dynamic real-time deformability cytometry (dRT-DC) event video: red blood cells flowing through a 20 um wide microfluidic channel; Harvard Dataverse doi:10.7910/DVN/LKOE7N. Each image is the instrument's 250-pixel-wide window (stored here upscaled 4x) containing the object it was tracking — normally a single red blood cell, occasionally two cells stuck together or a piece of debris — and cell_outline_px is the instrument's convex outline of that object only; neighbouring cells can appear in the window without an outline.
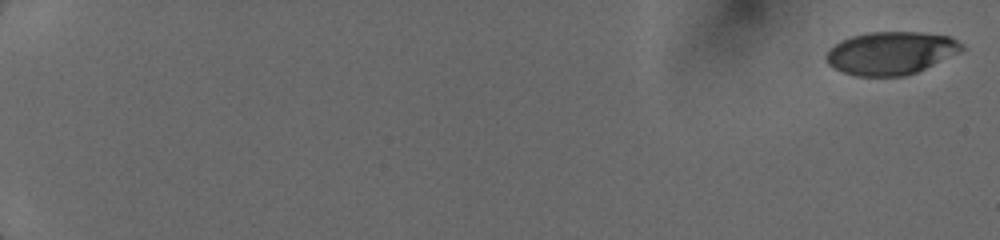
{"species": "human", "species_latin": "Homo sapiens", "temperature_condition": "cold", "stored_images_in_passage": 12, "camera_frame_rate_fps": 3000, "um_per_image_px": 0.085, "donor": {"sex": "female"}, "frame": {"image": 1, "passage_image": 1, "time_ms": 0.0, "image_size_px": [1000, 240], "cell_outline_px": [[964, 48], [960, 52], [916, 72], [904, 76], [856, 76], [832, 68], [828, 64], [824, 56], [840, 40], [852, 36], [868, 32], [920, 32], [948, 36], [964, 44]], "centroid_in_image_um": [75.71, 4.51], "position_along_channel_um": 9.3, "area_um2": 33.76}}
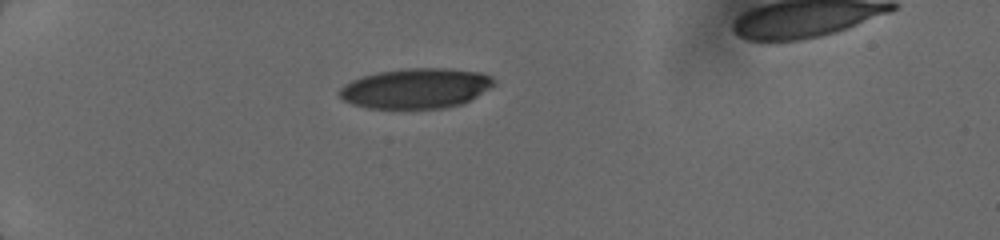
{"frame": {"image": 2, "passage_image": 9, "time_ms": 5.333, "image_size_px": [1000, 240], "cell_outline_px": [[496, 84], [464, 104], [444, 108], [368, 108], [352, 104], [344, 100], [340, 96], [340, 88], [344, 84], [360, 76], [380, 72], [408, 68], [444, 68], [480, 72], [492, 76]], "centroid_in_image_um": [35.38, 7.51], "position_along_channel_um": 49.6, "area_um2": 36.13}}
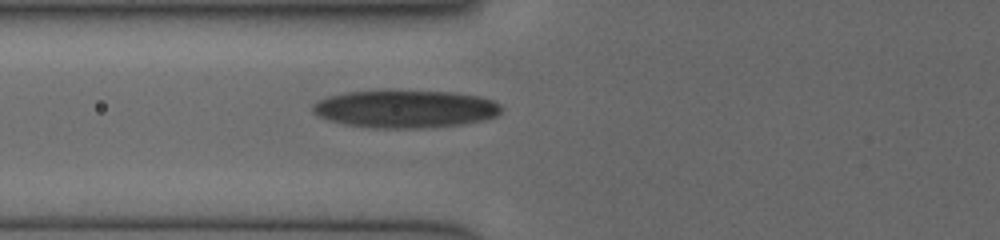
{"frame": {"image": 3, "passage_image": 12, "time_ms": 7.333, "image_size_px": [1000, 240], "cell_outline_px": [[500, 112], [496, 116], [480, 120], [460, 124], [420, 128], [380, 128], [348, 124], [328, 120], [312, 112], [312, 104], [328, 96], [348, 92], [452, 92], [480, 96], [492, 100], [500, 104]], "centroid_in_image_um": [34.45, 9.27], "position_along_channel_um": 91.4, "area_um2": 40.46}}